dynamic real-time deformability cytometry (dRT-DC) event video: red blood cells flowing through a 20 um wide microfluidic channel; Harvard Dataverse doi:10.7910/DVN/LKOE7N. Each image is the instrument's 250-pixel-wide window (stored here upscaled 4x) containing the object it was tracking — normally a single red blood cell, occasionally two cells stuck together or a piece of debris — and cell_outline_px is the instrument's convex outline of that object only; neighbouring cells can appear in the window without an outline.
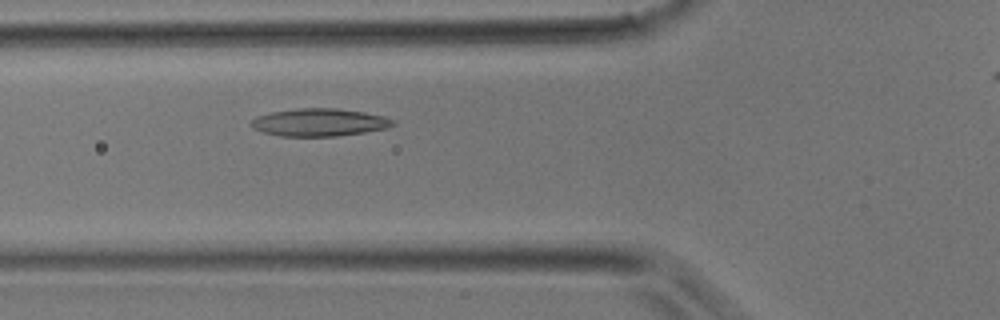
{"species": "common noctule bat (a hibernating species)", "species_latin": "Nyctalus noctula", "temperature_condition": "room temperature", "stored_images_in_passage": 34, "camera_frame_rate_fps": 3000, "um_per_image_px": 0.085, "animal": {"sex": "male", "body_mass_g": 17.9}, "frame": {"image": 1, "passage_image": 10, "time_ms": 3.0, "image_size_px": [1000, 320], "cell_outline_px": [[396, 124], [388, 128], [364, 132], [336, 136], [280, 136], [264, 132], [252, 128], [248, 124], [256, 116], [272, 112], [296, 108], [336, 108], [364, 112], [384, 116], [392, 120]], "centroid_in_image_um": [27.12, 10.4], "position_along_channel_um": 98.7, "area_um2": 22.89}}
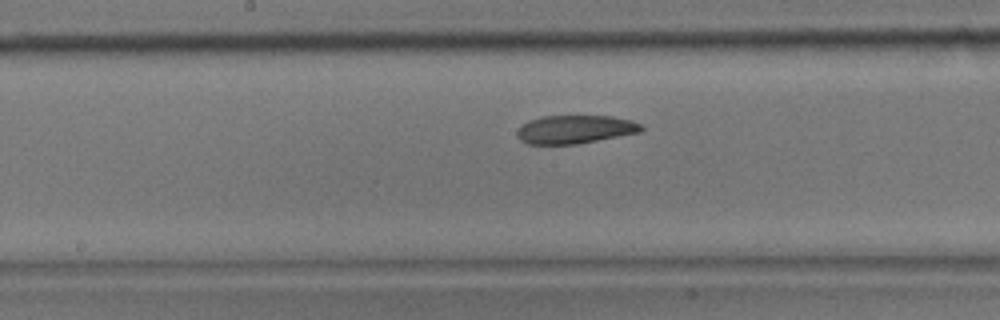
{"frame": {"image": 2, "passage_image": 16, "time_ms": 5.0, "image_size_px": [1000, 320], "cell_outline_px": [[644, 128], [640, 132], [576, 144], [528, 144], [520, 140], [516, 132], [528, 120], [540, 116], [612, 116], [632, 120], [644, 124]], "centroid_in_image_um": [48.91, 10.99], "position_along_channel_um": 199.3, "area_um2": 20.52}}
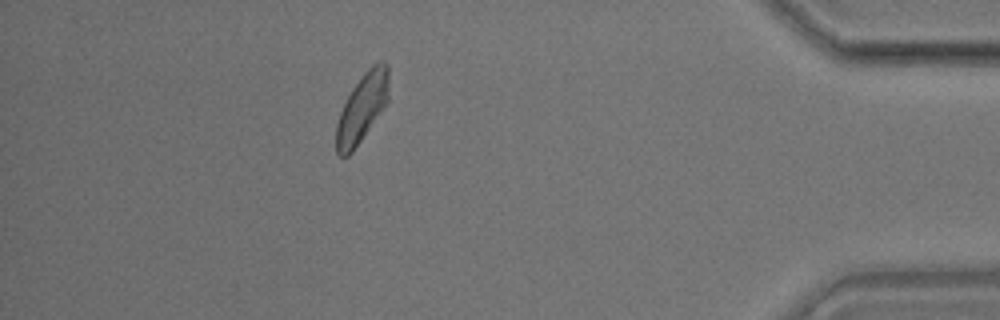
{"frame": {"image": 3, "passage_image": 31, "time_ms": 10.0, "image_size_px": [1000, 320], "cell_outline_px": [[388, 100], [352, 152], [348, 156], [340, 156], [336, 152], [336, 124], [340, 112], [352, 88], [364, 72], [376, 60], [384, 60], [388, 64]], "centroid_in_image_um": [30.77, 9.11], "position_along_channel_um": 404.4, "area_um2": 20.69}}